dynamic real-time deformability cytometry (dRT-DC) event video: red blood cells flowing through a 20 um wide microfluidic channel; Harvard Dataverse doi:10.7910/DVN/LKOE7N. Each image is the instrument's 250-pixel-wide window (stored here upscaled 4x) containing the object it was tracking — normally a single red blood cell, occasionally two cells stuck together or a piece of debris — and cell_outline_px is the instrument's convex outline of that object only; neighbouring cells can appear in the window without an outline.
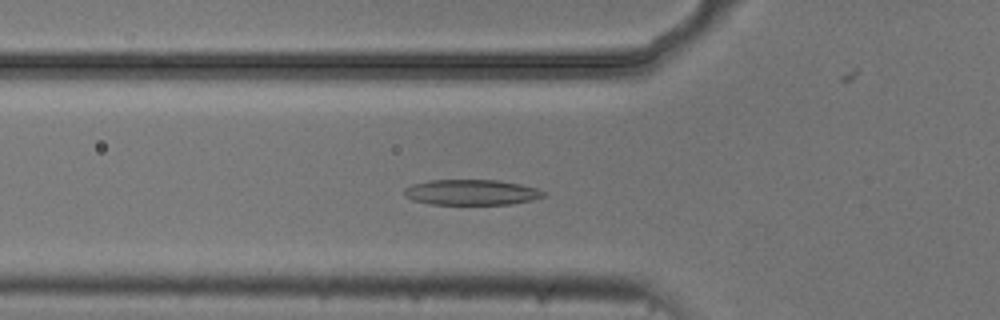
{"species": "common noctule bat (a hibernating species)", "species_latin": "Nyctalus noctula", "temperature_condition": "cold", "stored_images_in_passage": 31, "camera_frame_rate_fps": 3000, "um_per_image_px": 0.085, "animal": {"sex": "male", "body_mass_g": 20.5, "forearm_length_mm": 52.5}, "frame": {"image": 1, "passage_image": 8, "time_ms": 2.333, "image_size_px": [1000, 320], "cell_outline_px": [[544, 196], [532, 200], [512, 204], [432, 204], [412, 200], [404, 196], [404, 188], [412, 184], [428, 180], [496, 180], [520, 184], [536, 188], [544, 192]], "centroid_in_image_um": [40.03, 16.34], "position_along_channel_um": 85.8, "area_um2": 20.63}}
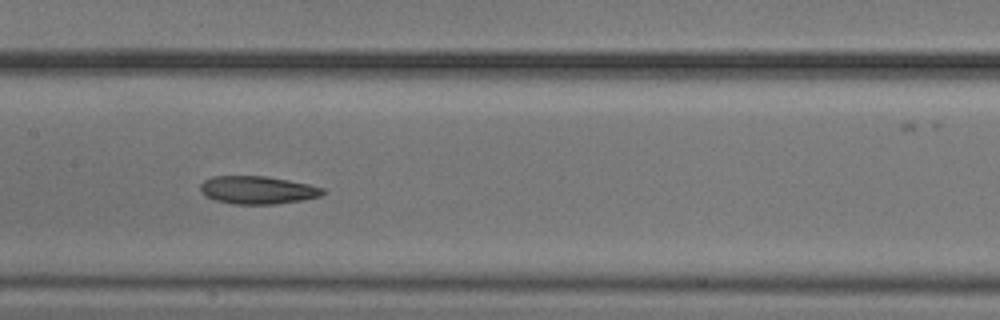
{"frame": {"image": 2, "passage_image": 16, "time_ms": 5.0, "image_size_px": [1000, 320], "cell_outline_px": [[328, 192], [320, 196], [304, 200], [276, 204], [232, 204], [216, 200], [204, 196], [200, 192], [200, 184], [204, 180], [212, 176], [264, 176], [288, 180], [308, 184], [324, 188]], "centroid_in_image_um": [21.89, 16.16], "position_along_channel_um": 185.5, "area_um2": 20.11}}
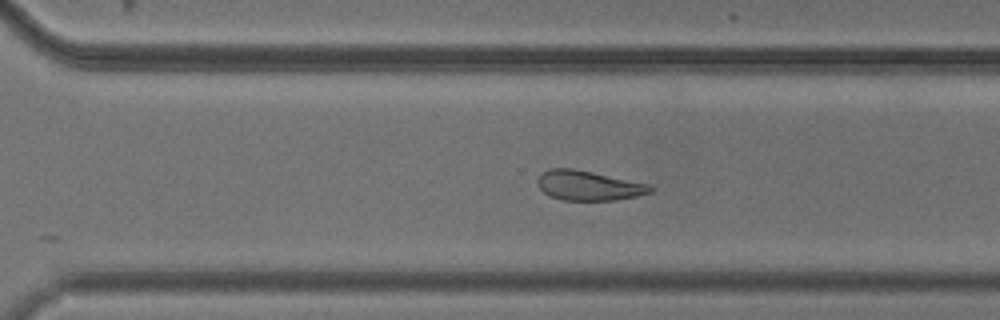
{"frame": {"image": 3, "passage_image": 27, "time_ms": 8.667, "image_size_px": [1000, 320], "cell_outline_px": [[652, 192], [636, 196], [612, 200], [560, 200], [548, 196], [540, 188], [536, 180], [540, 172], [548, 168], [572, 168], [592, 172], [648, 184], [652, 188]], "centroid_in_image_um": [49.94, 15.77], "position_along_channel_um": 320.7, "area_um2": 19.48}, "authors_computed_cell_mechanics": {"area_um2": 20.1722, "velocity_mm_per_s": 3.6992, "shape_relaxation_time_tau1_ms": 6.9573, "shape_relaxation_time_tau2_ms": 9.7444, "deformation_change_tau1": 0.1537, "deformation_change_tau2": 0.2144}}